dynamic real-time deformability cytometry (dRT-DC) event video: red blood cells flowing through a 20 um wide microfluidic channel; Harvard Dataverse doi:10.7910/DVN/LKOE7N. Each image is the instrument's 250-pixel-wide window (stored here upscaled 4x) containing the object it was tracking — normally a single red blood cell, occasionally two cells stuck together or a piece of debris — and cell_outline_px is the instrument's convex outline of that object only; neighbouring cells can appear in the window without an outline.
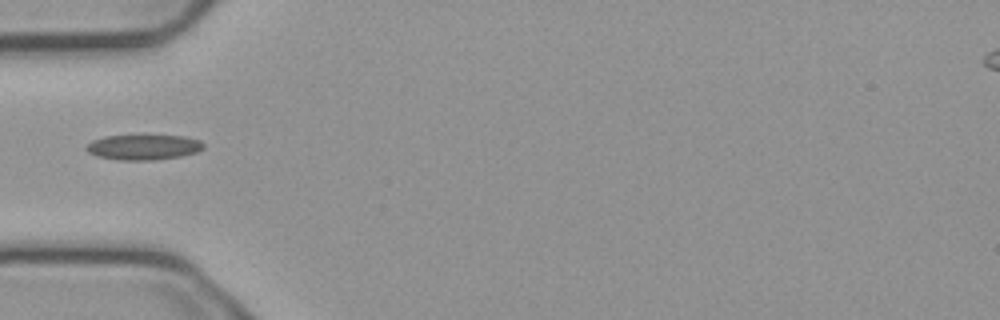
{"species": "common noctule bat (a hibernating species)", "species_latin": "Nyctalus noctula", "temperature_condition": "cold", "stored_images_in_passage": 38, "camera_frame_rate_fps": 3000, "um_per_image_px": 0.085, "animal": {"sex": "male", "body_mass_g": 23.1, "forearm_length_mm": 52.7}, "frame": {"image": 1, "passage_image": 1, "time_ms": 0.0, "image_size_px": [1000, 320], "cell_outline_px": [[204, 148], [196, 152], [180, 156], [156, 160], [116, 160], [96, 156], [88, 152], [84, 148], [92, 140], [104, 136], [184, 136], [200, 140], [204, 144]], "centroid_in_image_um": [12.17, 12.52], "position_along_channel_um": 72.8, "area_um2": 17.22}}
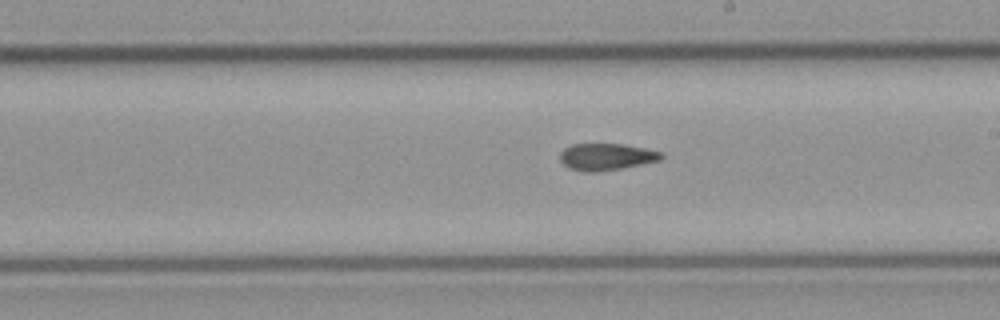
{"frame": {"image": 2, "passage_image": 14, "time_ms": 4.333, "image_size_px": [1000, 320], "cell_outline_px": [[664, 156], [660, 160], [620, 168], [596, 172], [584, 172], [568, 168], [560, 160], [560, 152], [564, 148], [572, 144], [624, 144], [664, 152]], "centroid_in_image_um": [51.53, 13.32], "position_along_channel_um": 237.5, "area_um2": 15.84}}
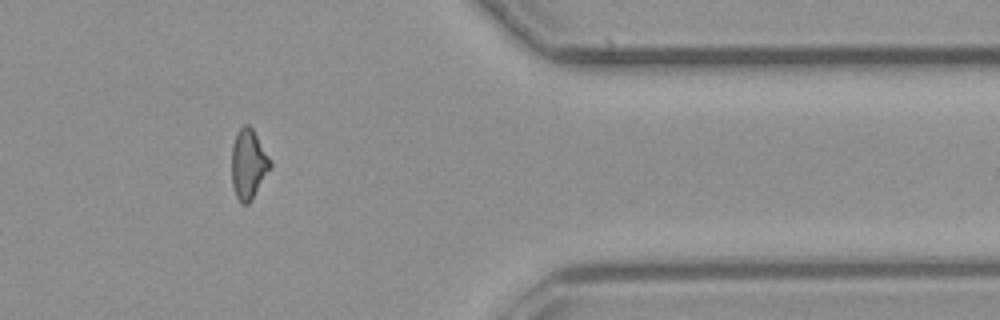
{"frame": {"image": 3, "passage_image": 28, "time_ms": 9.0, "image_size_px": [1000, 320], "cell_outline_px": [[272, 168], [248, 204], [240, 204], [236, 196], [232, 184], [232, 144], [236, 132], [244, 124], [248, 124], [252, 128], [268, 156], [272, 164]], "centroid_in_image_um": [21.11, 13.95], "position_along_channel_um": 390.3, "area_um2": 15.66}}